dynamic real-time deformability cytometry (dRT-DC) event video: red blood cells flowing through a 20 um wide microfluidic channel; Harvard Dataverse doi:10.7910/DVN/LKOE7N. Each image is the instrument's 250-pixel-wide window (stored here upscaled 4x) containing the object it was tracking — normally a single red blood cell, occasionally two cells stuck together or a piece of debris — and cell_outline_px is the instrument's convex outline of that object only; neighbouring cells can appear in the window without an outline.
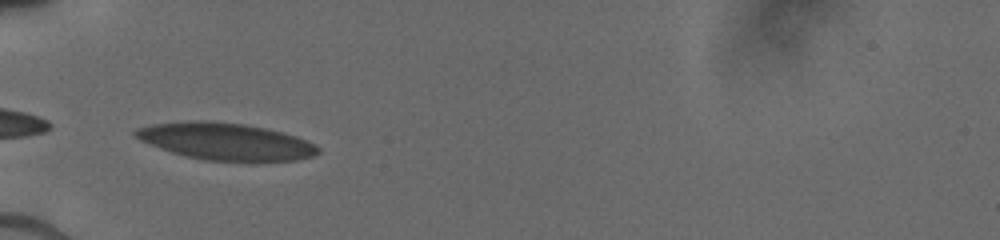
{"species": "human", "species_latin": "Homo sapiens", "temperature_condition": "cold", "stored_images_in_passage": 21, "camera_frame_rate_fps": 3000, "um_per_image_px": 0.085, "donor": {"sex": "male"}, "frame": {"image": 1, "passage_image": 1, "time_ms": 0.0, "image_size_px": [1000, 240], "cell_outline_px": [[320, 152], [312, 156], [296, 160], [204, 160], [184, 156], [160, 148], [140, 140], [132, 132], [136, 128], [152, 124], [192, 120], [208, 120], [244, 124], [284, 132], [296, 136], [316, 144], [320, 148]], "centroid_in_image_um": [19.17, 12.0], "position_along_channel_um": 65.8, "area_um2": 39.13}}
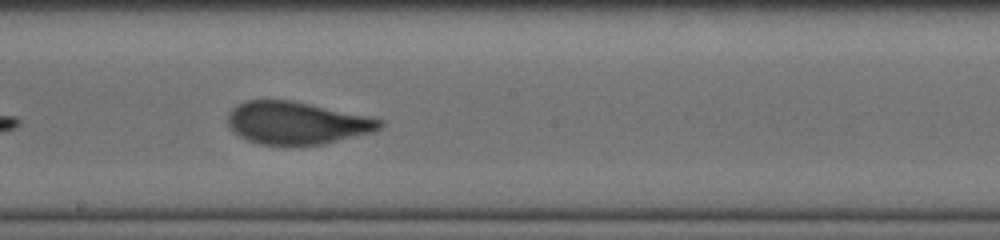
{"frame": {"image": 2, "passage_image": 8, "time_ms": 4.0, "image_size_px": [1000, 240], "cell_outline_px": [[384, 124], [380, 128], [372, 132], [324, 144], [288, 148], [260, 144], [248, 140], [240, 136], [228, 124], [228, 112], [236, 104], [244, 100], [292, 100], [368, 116], [384, 120]], "centroid_in_image_um": [25.21, 10.48], "position_along_channel_um": 223.0, "area_um2": 38.32}}
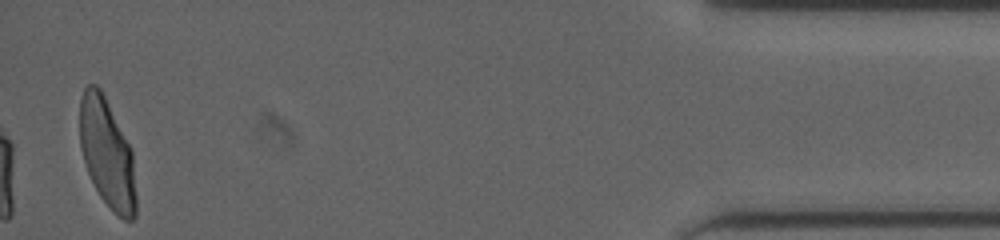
{"frame": {"image": 3, "passage_image": 20, "time_ms": 10.667, "image_size_px": [1000, 240], "cell_outline_px": [[136, 216], [132, 220], [124, 220], [112, 212], [100, 196], [88, 172], [80, 148], [80, 100], [84, 88], [88, 84], [96, 84], [100, 88], [132, 152], [136, 196]], "centroid_in_image_um": [9.1, 13.08], "position_along_channel_um": 426.1, "area_um2": 35.32}}